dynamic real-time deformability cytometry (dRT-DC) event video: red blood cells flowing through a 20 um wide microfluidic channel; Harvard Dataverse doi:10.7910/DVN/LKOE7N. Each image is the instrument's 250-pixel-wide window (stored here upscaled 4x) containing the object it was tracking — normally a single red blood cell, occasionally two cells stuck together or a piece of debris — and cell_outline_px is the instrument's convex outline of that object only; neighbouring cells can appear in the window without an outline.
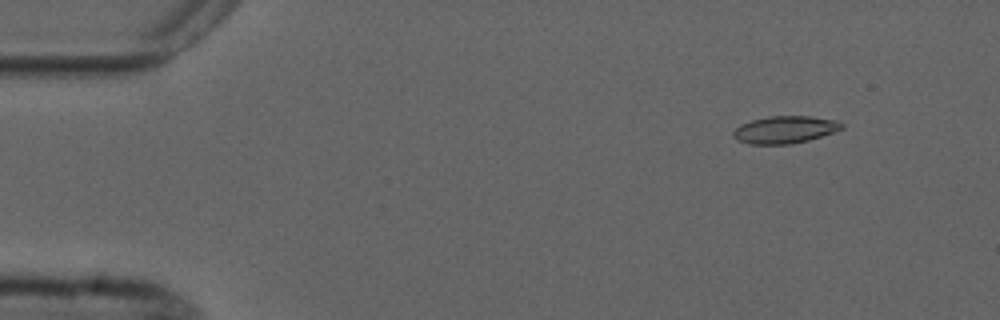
{"species": "common noctule bat (a hibernating species)", "species_latin": "Nyctalus noctula", "temperature_condition": "cold", "stored_images_in_passage": 8, "camera_frame_rate_fps": 3000, "um_per_image_px": 0.085, "animal": {"sex": "male", "forearm_length_mm": 52.5}, "frame": {"image": 1, "passage_image": 1, "time_ms": 0.0, "image_size_px": [1000, 320], "cell_outline_px": [[844, 128], [808, 140], [792, 144], [748, 144], [732, 136], [732, 132], [740, 124], [752, 120], [772, 116], [808, 116], [836, 120], [844, 124]], "centroid_in_image_um": [66.71, 11.02], "position_along_channel_um": 18.3, "area_um2": 17.11}}
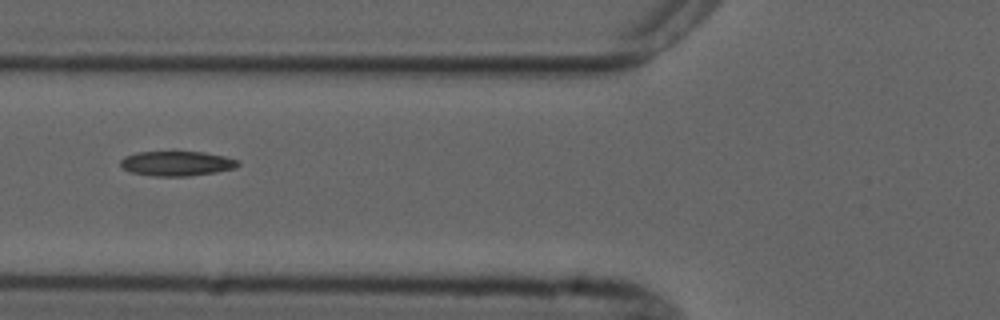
{"frame": {"image": 2, "passage_image": 5, "time_ms": 5.0, "image_size_px": [1000, 320], "cell_outline_px": [[240, 164], [236, 168], [188, 176], [156, 176], [132, 172], [124, 168], [120, 164], [120, 160], [124, 156], [136, 152], [172, 148], [204, 152], [224, 156], [236, 160]], "centroid_in_image_um": [14.98, 13.83], "position_along_channel_um": 110.8, "area_um2": 17.69}}
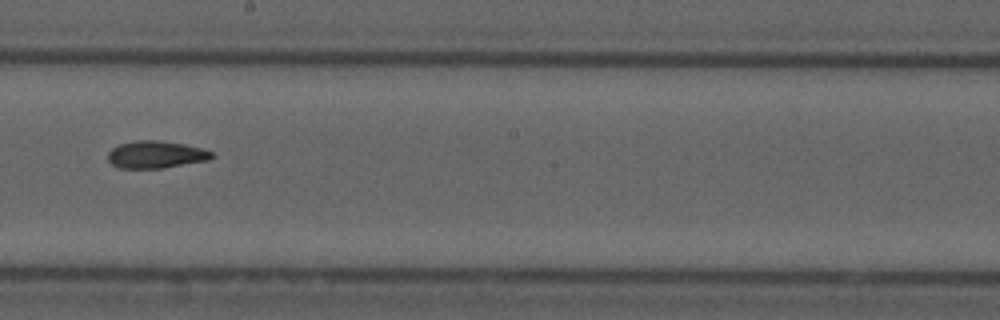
{"frame": {"image": 3, "passage_image": 8, "time_ms": 8.333, "image_size_px": [1000, 320], "cell_outline_px": [[216, 156], [208, 160], [164, 168], [116, 168], [108, 160], [108, 152], [112, 148], [120, 144], [136, 140], [160, 140], [184, 144], [204, 148], [212, 152]], "centroid_in_image_um": [13.27, 13.14], "position_along_channel_um": 234.9, "area_um2": 16.7}}